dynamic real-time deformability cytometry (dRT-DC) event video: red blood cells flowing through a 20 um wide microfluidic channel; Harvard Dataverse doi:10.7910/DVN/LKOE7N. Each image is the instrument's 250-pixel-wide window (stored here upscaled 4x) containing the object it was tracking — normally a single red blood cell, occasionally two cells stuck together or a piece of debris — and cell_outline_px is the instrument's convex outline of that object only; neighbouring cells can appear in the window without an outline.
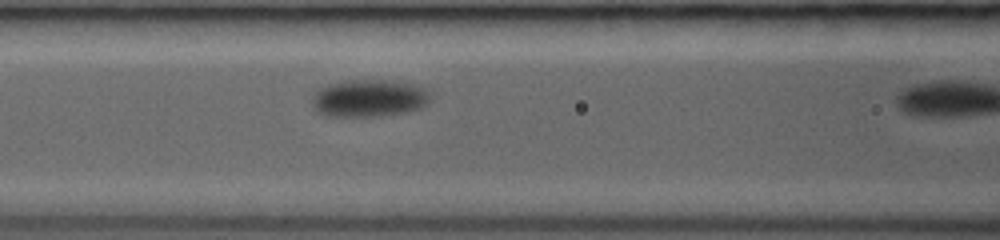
{"species": "common noctule bat (a hibernating species)", "species_latin": "Nyctalus noctula", "temperature_condition": "room temperature", "stored_images_in_passage": 8, "camera_frame_rate_fps": 3000, "um_per_image_px": 0.085, "animal": {"sex": "female", "body_mass_g": 19.0, "forearm_length_mm": 53.3}, "frame": {"image": 1, "passage_image": 7, "time_ms": 2.0, "image_size_px": [1000, 240], "cell_outline_px": [[432, 96], [428, 104], [424, 108], [408, 112], [380, 116], [324, 116], [316, 112], [312, 104], [312, 100], [316, 92], [320, 88], [328, 84], [344, 80], [388, 80], [412, 84], [428, 92]], "centroid_in_image_um": [31.37, 8.36], "position_along_channel_um": 135.2, "area_um2": 26.01}}